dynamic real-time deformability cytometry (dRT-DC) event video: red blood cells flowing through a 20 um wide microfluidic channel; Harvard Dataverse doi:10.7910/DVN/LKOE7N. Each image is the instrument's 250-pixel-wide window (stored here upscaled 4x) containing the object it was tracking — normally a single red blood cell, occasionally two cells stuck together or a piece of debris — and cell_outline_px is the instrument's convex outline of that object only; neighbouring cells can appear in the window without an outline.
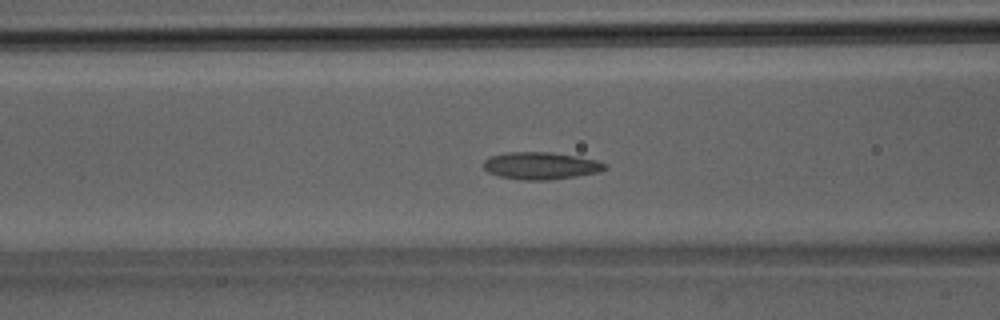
{"species": "Egyptian fruit bat (a non-hibernating species)", "species_latin": "Rousettus aegyptiacus", "temperature_condition": "room temperature", "stored_images_in_passage": 13, "camera_frame_rate_fps": 3000, "um_per_image_px": 0.085, "animal": {"sex": "male"}, "frame": {"image": 1, "passage_image": 8, "time_ms": 2.333, "image_size_px": [1000, 320], "cell_outline_px": [[608, 168], [600, 172], [576, 176], [548, 180], [520, 180], [500, 176], [488, 172], [484, 168], [484, 160], [488, 156], [504, 152], [552, 152], [576, 156], [596, 160], [608, 164]], "centroid_in_image_um": [45.97, 14.08], "position_along_channel_um": 120.6, "area_um2": 19.48}}
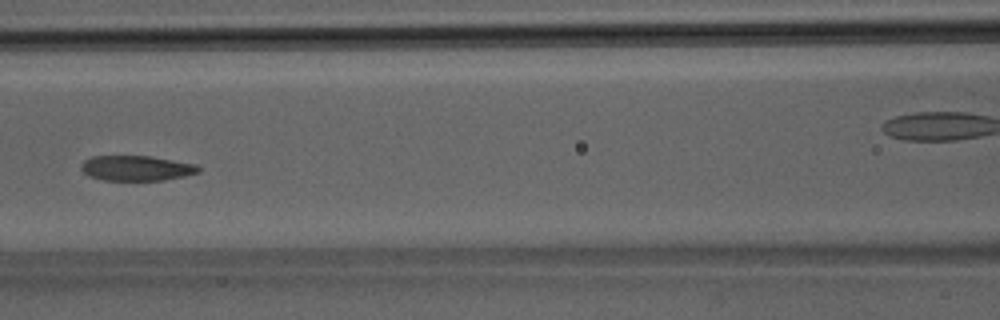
{"frame": {"image": 2, "passage_image": 10, "time_ms": 3.0, "image_size_px": [1000, 320], "cell_outline_px": [[200, 172], [184, 176], [164, 180], [104, 180], [88, 176], [80, 168], [80, 164], [84, 160], [92, 156], [152, 156], [196, 164], [200, 168]], "centroid_in_image_um": [11.59, 14.29], "position_along_channel_um": 155.0, "area_um2": 17.28}}